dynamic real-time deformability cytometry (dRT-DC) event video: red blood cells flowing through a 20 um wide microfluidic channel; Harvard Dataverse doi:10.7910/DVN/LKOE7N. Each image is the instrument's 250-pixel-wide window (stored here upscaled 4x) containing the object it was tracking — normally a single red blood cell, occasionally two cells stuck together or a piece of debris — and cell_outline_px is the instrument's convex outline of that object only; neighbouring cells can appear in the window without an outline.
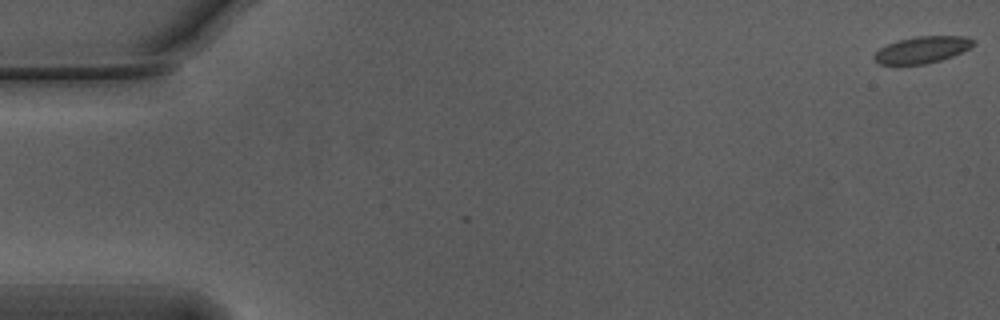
{"species": "Egyptian fruit bat (a non-hibernating species)", "species_latin": "Rousettus aegyptiacus", "temperature_condition": "warm", "stored_images_in_passage": 4, "camera_frame_rate_fps": 3000, "um_per_image_px": 0.085, "animal": {"sex": "male"}, "frame": {"image": 1, "passage_image": 1, "time_ms": 0.0, "image_size_px": [1000, 320], "cell_outline_px": [[976, 44], [952, 56], [940, 60], [924, 64], [880, 64], [872, 56], [880, 48], [896, 40], [916, 36], [968, 36]], "centroid_in_image_um": [78.37, 4.21], "position_along_channel_um": 6.6, "area_um2": 15.26}}